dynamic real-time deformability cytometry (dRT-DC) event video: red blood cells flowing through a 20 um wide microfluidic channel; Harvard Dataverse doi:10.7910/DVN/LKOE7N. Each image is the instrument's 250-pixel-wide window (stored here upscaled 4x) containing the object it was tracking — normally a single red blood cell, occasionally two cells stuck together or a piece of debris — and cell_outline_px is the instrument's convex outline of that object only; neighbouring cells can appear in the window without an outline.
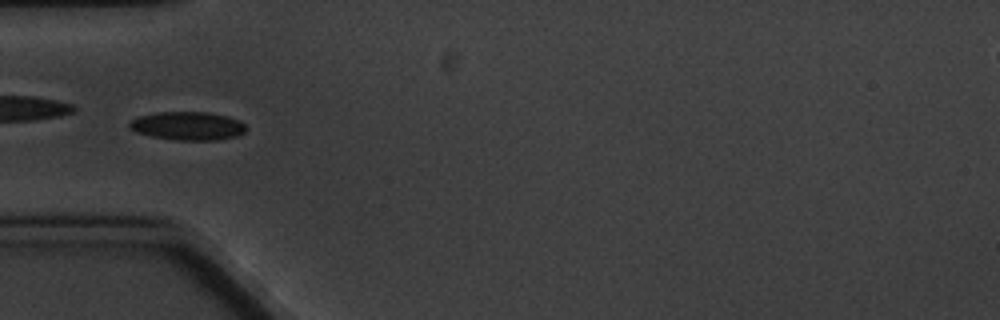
{"species": "common noctule bat (a hibernating species)", "species_latin": "Nyctalus noctula", "temperature_condition": "cold", "stored_images_in_passage": 7, "camera_frame_rate_fps": 3000, "um_per_image_px": 0.085, "animal": {"sex": "male", "body_mass_g": 20.1, "forearm_length_mm": 53.5}, "frame": {"image": 1, "passage_image": 5, "time_ms": 5.667, "image_size_px": [1000, 320], "cell_outline_px": [[248, 128], [244, 132], [236, 136], [216, 140], [176, 140], [152, 136], [136, 132], [128, 128], [128, 120], [136, 116], [156, 112], [208, 112], [228, 116], [240, 120]], "centroid_in_image_um": [15.92, 10.69], "position_along_channel_um": 69.1, "area_um2": 19.59}}